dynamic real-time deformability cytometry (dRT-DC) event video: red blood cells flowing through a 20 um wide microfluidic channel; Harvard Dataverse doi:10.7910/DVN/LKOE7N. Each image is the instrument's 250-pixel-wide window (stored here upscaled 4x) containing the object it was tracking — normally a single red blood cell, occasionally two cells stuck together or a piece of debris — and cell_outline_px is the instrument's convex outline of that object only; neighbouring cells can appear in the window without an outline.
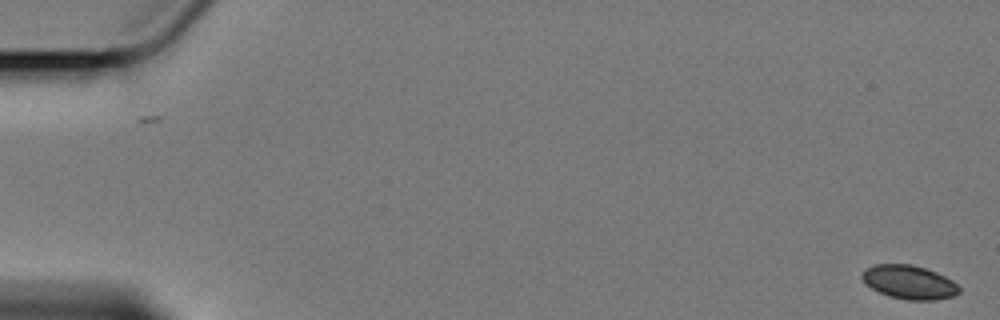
{"species": "Egyptian fruit bat (a non-hibernating species)", "species_latin": "Rousettus aegyptiacus", "temperature_condition": "cold", "stored_images_in_passage": 5, "camera_frame_rate_fps": 3000, "um_per_image_px": 0.085, "animal": {"sex": "female"}, "frame": {"image": 1, "passage_image": 1, "time_ms": 0.0, "image_size_px": [1000, 320], "cell_outline_px": [[960, 292], [952, 296], [936, 300], [908, 300], [888, 296], [872, 288], [860, 276], [864, 268], [876, 264], [912, 264], [928, 268], [952, 280], [960, 288]], "centroid_in_image_um": [77.28, 23.97], "position_along_channel_um": 7.7, "area_um2": 19.13}}